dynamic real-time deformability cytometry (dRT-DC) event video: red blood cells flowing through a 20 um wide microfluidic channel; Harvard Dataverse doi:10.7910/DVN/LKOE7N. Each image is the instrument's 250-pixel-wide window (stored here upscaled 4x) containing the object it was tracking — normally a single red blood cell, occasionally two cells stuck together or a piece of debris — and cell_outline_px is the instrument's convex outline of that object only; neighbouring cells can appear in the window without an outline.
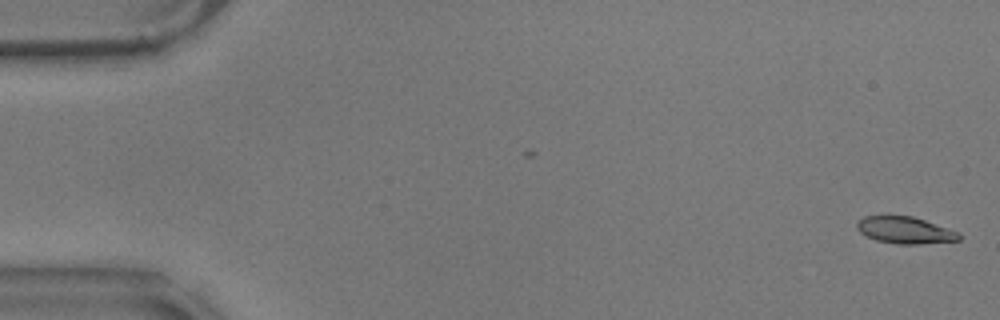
{"species": "common noctule bat (a hibernating species)", "species_latin": "Nyctalus noctula", "temperature_condition": "warm", "stored_images_in_passage": 53, "camera_frame_rate_fps": 3000, "um_per_image_px": 0.085, "animal": {"sex": "male", "body_mass_g": 17.9}, "frame": {"image": 1, "passage_image": 1, "time_ms": 0.0, "image_size_px": [1000, 320], "cell_outline_px": [[960, 240], [920, 244], [896, 244], [876, 240], [860, 232], [856, 228], [856, 224], [864, 216], [912, 216], [960, 232]], "centroid_in_image_um": [76.94, 19.57], "position_along_channel_um": 8.1, "area_um2": 15.84}}
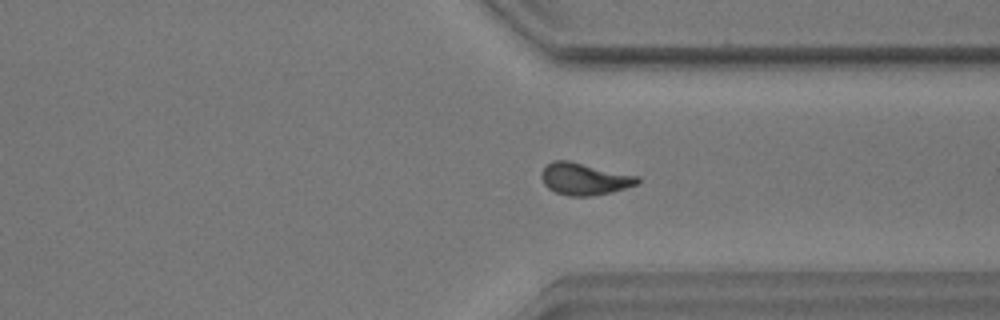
{"frame": {"image": 2, "passage_image": 43, "time_ms": 14.0, "image_size_px": [1000, 320], "cell_outline_px": [[640, 180], [636, 184], [612, 192], [588, 196], [568, 196], [556, 192], [548, 188], [544, 184], [540, 176], [540, 172], [552, 160], [568, 160], [640, 176]], "centroid_in_image_um": [49.65, 15.2], "position_along_channel_um": 361.7, "area_um2": 17.92}}
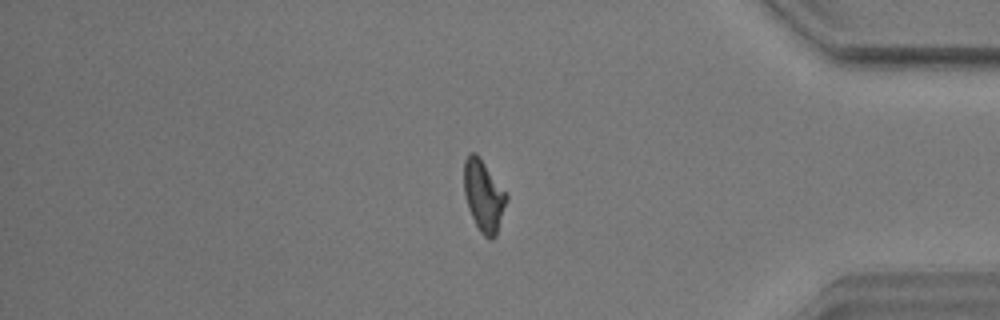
{"frame": {"image": 3, "passage_image": 48, "time_ms": 15.667, "image_size_px": [1000, 320], "cell_outline_px": [[508, 200], [496, 236], [492, 240], [488, 240], [480, 232], [468, 208], [464, 192], [464, 160], [468, 152], [476, 152], [480, 156], [508, 192]], "centroid_in_image_um": [41.14, 16.61], "position_along_channel_um": 394.1, "area_um2": 18.26}}